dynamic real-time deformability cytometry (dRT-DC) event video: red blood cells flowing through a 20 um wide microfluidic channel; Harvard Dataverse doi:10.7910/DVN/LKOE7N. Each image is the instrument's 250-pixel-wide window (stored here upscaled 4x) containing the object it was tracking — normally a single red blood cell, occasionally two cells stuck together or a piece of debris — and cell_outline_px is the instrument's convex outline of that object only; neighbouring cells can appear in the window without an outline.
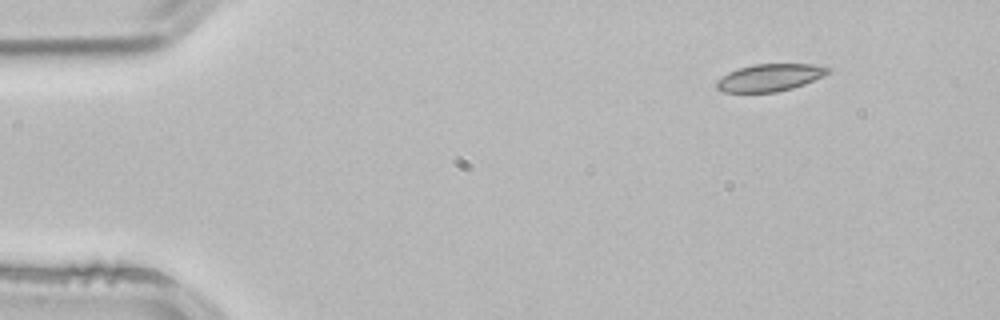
{"species": "common noctule bat (a hibernating species)", "species_latin": "Nyctalus noctula", "temperature_condition": "room temperature", "stored_images_in_passage": 2, "camera_frame_rate_fps": 3000, "um_per_image_px": 0.085, "animal": {"sex": "male", "body_mass_g": 21.5, "forearm_length_mm": 52.0}, "frame": {"image": 1, "passage_image": 1, "time_ms": 0.0, "image_size_px": [1000, 320], "cell_outline_px": [[832, 72], [824, 76], [804, 84], [792, 88], [776, 92], [720, 92], [716, 88], [716, 80], [728, 72], [752, 64], [812, 64], [832, 68]], "centroid_in_image_um": [65.44, 6.59], "position_along_channel_um": 19.6, "area_um2": 17.86}}